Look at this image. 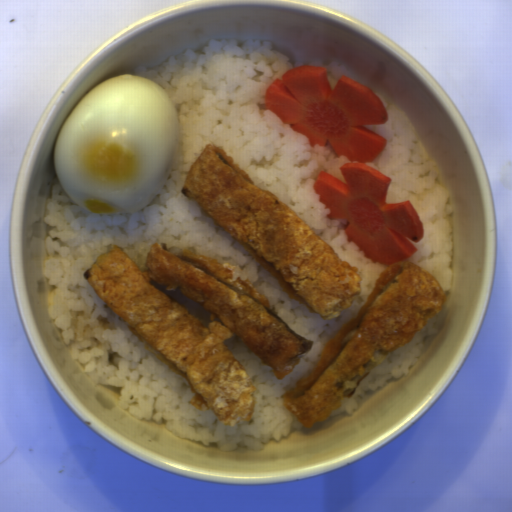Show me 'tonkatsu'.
Segmentation results:
<instances>
[{
	"instance_id": "tonkatsu-1",
	"label": "tonkatsu",
	"mask_w": 512,
	"mask_h": 512,
	"mask_svg": "<svg viewBox=\"0 0 512 512\" xmlns=\"http://www.w3.org/2000/svg\"><path fill=\"white\" fill-rule=\"evenodd\" d=\"M146 271L119 247L99 254L84 276L144 348L184 379L195 410H211L227 426L251 421L257 411L254 385L225 346L237 338L278 379L289 375L313 349L296 334L238 266L154 243ZM176 290L210 315L207 326L166 294Z\"/></svg>"
},
{
	"instance_id": "tonkatsu-2",
	"label": "tonkatsu",
	"mask_w": 512,
	"mask_h": 512,
	"mask_svg": "<svg viewBox=\"0 0 512 512\" xmlns=\"http://www.w3.org/2000/svg\"><path fill=\"white\" fill-rule=\"evenodd\" d=\"M181 193L198 203L289 297L313 314L339 318L363 289L356 265L346 262L214 143L192 162Z\"/></svg>"
},
{
	"instance_id": "tonkatsu-3",
	"label": "tonkatsu",
	"mask_w": 512,
	"mask_h": 512,
	"mask_svg": "<svg viewBox=\"0 0 512 512\" xmlns=\"http://www.w3.org/2000/svg\"><path fill=\"white\" fill-rule=\"evenodd\" d=\"M446 300L440 283L421 265L408 259L388 264L315 368L284 394L285 407L302 427L324 421L379 363L423 329Z\"/></svg>"
}]
</instances>
